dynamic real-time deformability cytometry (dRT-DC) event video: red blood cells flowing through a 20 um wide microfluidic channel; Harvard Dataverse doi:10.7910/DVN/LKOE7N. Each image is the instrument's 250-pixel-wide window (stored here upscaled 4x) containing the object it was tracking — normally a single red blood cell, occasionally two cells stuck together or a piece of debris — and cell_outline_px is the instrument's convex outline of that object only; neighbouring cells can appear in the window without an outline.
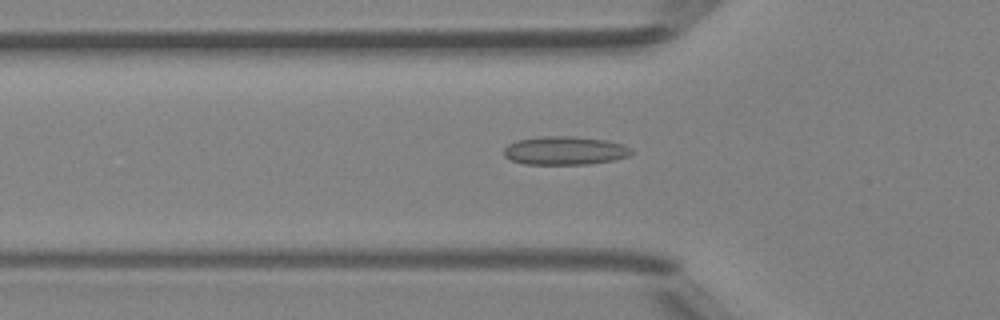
{"species": "Egyptian fruit bat (a non-hibernating species)", "species_latin": "Rousettus aegyptiacus", "temperature_condition": "room temperature", "stored_images_in_passage": 42, "camera_frame_rate_fps": 3000, "um_per_image_px": 0.085, "animal": {"sex": "female"}, "frame": {"image": 1, "passage_image": 17, "time_ms": 5.333, "image_size_px": [1000, 320], "cell_outline_px": [[632, 152], [628, 156], [612, 160], [588, 164], [524, 164], [512, 160], [504, 156], [504, 148], [508, 144], [516, 140], [544, 136], [572, 136], [608, 140], [624, 144], [632, 148]], "centroid_in_image_um": [48.02, 12.79], "position_along_channel_um": 77.8, "area_um2": 21.21}}
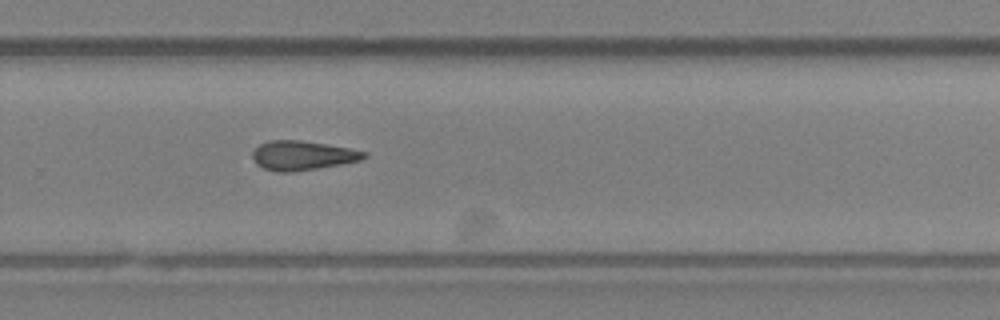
{"frame": {"image": 2, "passage_image": 33, "time_ms": 10.667, "image_size_px": [1000, 320], "cell_outline_px": [[368, 156], [360, 160], [340, 164], [292, 172], [276, 172], [264, 168], [256, 164], [252, 156], [252, 152], [260, 144], [268, 140], [300, 140], [348, 148], [364, 152]], "centroid_in_image_um": [25.65, 13.21], "position_along_channel_um": 304.1, "area_um2": 18.79}}
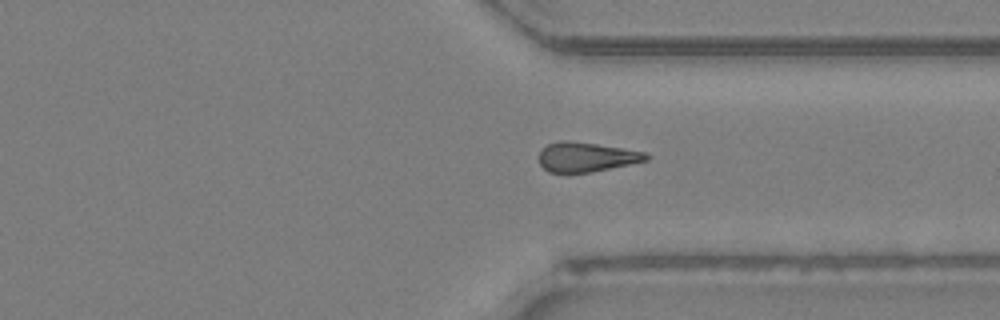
{"frame": {"image": 3, "passage_image": 37, "time_ms": 12.0, "image_size_px": [1000, 320], "cell_outline_px": [[652, 156], [648, 160], [592, 172], [548, 172], [540, 164], [540, 152], [548, 144], [560, 140], [568, 140], [596, 144], [648, 152]], "centroid_in_image_um": [49.88, 13.34], "position_along_channel_um": 361.5, "area_um2": 18.38}}